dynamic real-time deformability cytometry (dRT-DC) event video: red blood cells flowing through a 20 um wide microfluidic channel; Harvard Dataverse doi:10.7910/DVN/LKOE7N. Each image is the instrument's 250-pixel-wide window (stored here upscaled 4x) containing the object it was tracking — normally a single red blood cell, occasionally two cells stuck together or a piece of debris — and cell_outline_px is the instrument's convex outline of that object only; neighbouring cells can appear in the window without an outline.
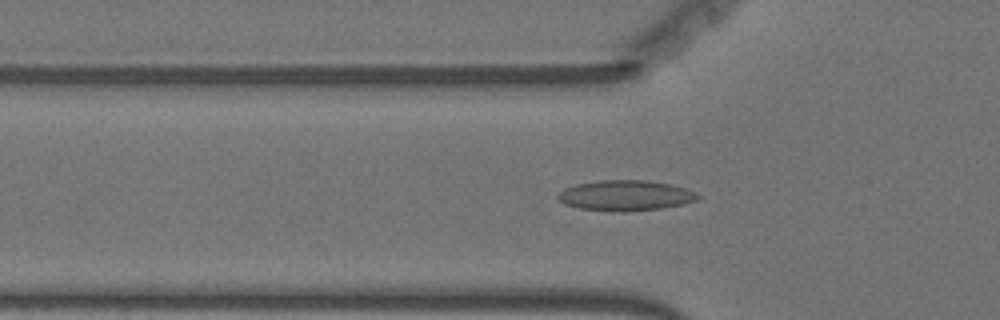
{"species": "Egyptian fruit bat (a non-hibernating species)", "species_latin": "Rousettus aegyptiacus", "temperature_condition": "warm", "stored_images_in_passage": 56, "camera_frame_rate_fps": 3000, "um_per_image_px": 0.085, "animal": {"sex": "female"}, "frame": {"image": 1, "passage_image": 18, "time_ms": 5.667, "image_size_px": [1000, 320], "cell_outline_px": [[700, 200], [684, 204], [660, 208], [624, 212], [612, 212], [580, 208], [564, 204], [556, 196], [564, 188], [576, 184], [600, 180], [644, 180], [672, 184], [688, 188], [696, 192], [700, 196]], "centroid_in_image_um": [53.21, 16.62], "position_along_channel_um": 72.6, "area_um2": 25.09}}
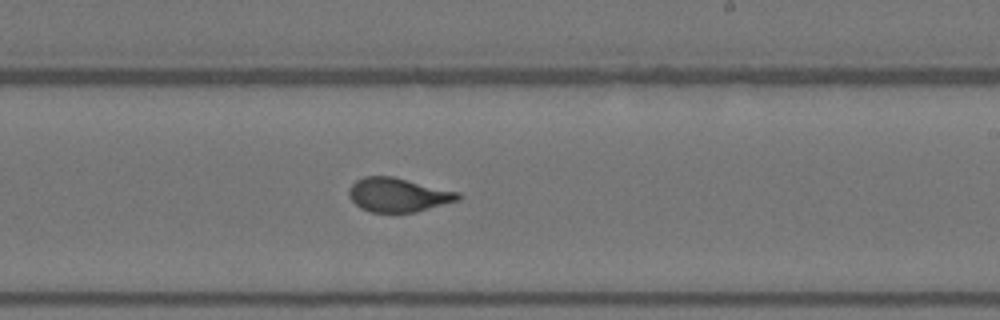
{"frame": {"image": 2, "passage_image": 33, "time_ms": 10.667, "image_size_px": [1000, 320], "cell_outline_px": [[464, 196], [460, 200], [416, 212], [372, 212], [360, 208], [348, 196], [348, 192], [352, 184], [356, 180], [364, 176], [392, 176], [460, 192]], "centroid_in_image_um": [33.87, 16.56], "position_along_channel_um": 255.1, "area_um2": 21.73}}
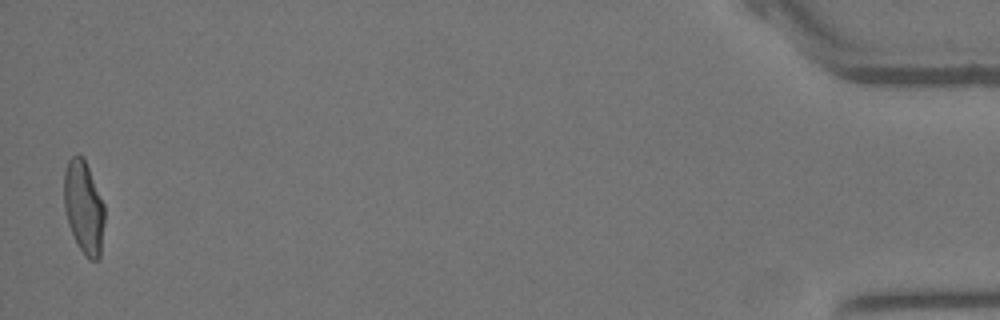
{"frame": {"image": 3, "passage_image": 55, "time_ms": 18.0, "image_size_px": [1000, 320], "cell_outline_px": [[104, 224], [100, 260], [88, 260], [80, 248], [68, 224], [64, 208], [64, 172], [68, 160], [72, 156], [84, 156], [104, 204]], "centroid_in_image_um": [7.13, 17.62], "position_along_channel_um": 428.1, "area_um2": 22.02}, "authors_computed_cell_mechanics": {"area_um2": 22.1952, "velocity_mm_per_s": 3.6371, "shape_relaxation_time_tau1_ms": 7.2719, "shape_relaxation_time_tau2_ms": 0.7415, "deformation_change_tau1": 0.1947, "deformation_change_tau2": 0.0758}}